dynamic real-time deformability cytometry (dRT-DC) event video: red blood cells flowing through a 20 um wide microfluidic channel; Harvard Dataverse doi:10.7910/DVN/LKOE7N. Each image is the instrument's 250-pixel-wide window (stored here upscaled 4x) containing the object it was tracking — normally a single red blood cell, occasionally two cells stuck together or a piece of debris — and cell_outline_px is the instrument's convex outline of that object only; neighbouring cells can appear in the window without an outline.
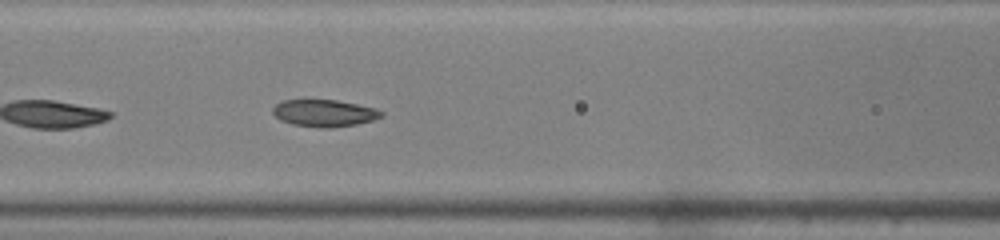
{"species": "common noctule bat (a hibernating species)", "species_latin": "Nyctalus noctula", "temperature_condition": "warm", "stored_images_in_passage": 18, "camera_frame_rate_fps": 3000, "um_per_image_px": 0.085, "animal": {"sex": "male", "body_mass_g": 19.0, "forearm_length_mm": 50.8}, "frame": {"image": 1, "passage_image": 11, "time_ms": 3.333, "image_size_px": [1000, 240], "cell_outline_px": [[384, 116], [372, 120], [356, 124], [332, 128], [320, 128], [292, 124], [280, 120], [272, 112], [272, 108], [276, 104], [284, 100], [336, 100], [376, 108], [384, 112]], "centroid_in_image_um": [27.57, 9.62], "position_along_channel_um": 139.0, "area_um2": 17.11}}